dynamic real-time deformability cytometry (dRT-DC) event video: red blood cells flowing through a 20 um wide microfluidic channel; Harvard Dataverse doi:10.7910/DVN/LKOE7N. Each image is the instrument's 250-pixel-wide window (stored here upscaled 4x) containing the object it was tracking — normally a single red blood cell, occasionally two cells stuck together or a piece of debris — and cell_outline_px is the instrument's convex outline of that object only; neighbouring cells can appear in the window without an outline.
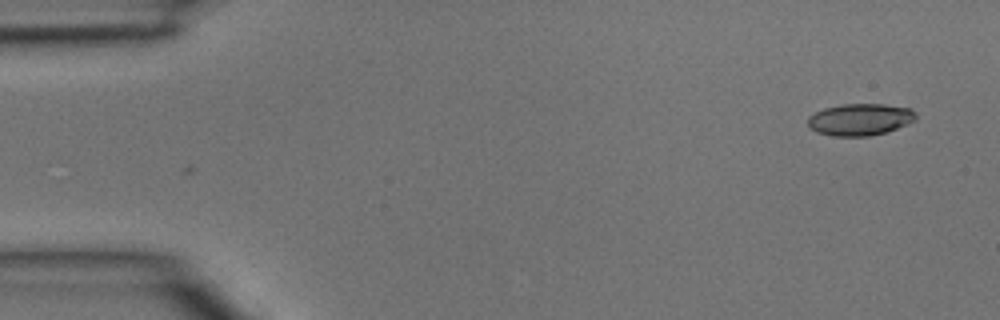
{"species": "common noctule bat (a hibernating species)", "species_latin": "Nyctalus noctula", "temperature_condition": "room temperature", "stored_images_in_passage": 4, "camera_frame_rate_fps": 3000, "um_per_image_px": 0.085, "animal": {"sex": "male", "body_mass_g": 15.6}, "frame": {"image": 1, "passage_image": 4, "time_ms": 1.0, "image_size_px": [1000, 320], "cell_outline_px": [[916, 120], [896, 128], [884, 132], [868, 136], [832, 136], [816, 132], [808, 124], [808, 116], [824, 108], [840, 104], [884, 104], [912, 108], [916, 112]], "centroid_in_image_um": [73.11, 10.14], "position_along_channel_um": 11.9, "area_um2": 20.06}}